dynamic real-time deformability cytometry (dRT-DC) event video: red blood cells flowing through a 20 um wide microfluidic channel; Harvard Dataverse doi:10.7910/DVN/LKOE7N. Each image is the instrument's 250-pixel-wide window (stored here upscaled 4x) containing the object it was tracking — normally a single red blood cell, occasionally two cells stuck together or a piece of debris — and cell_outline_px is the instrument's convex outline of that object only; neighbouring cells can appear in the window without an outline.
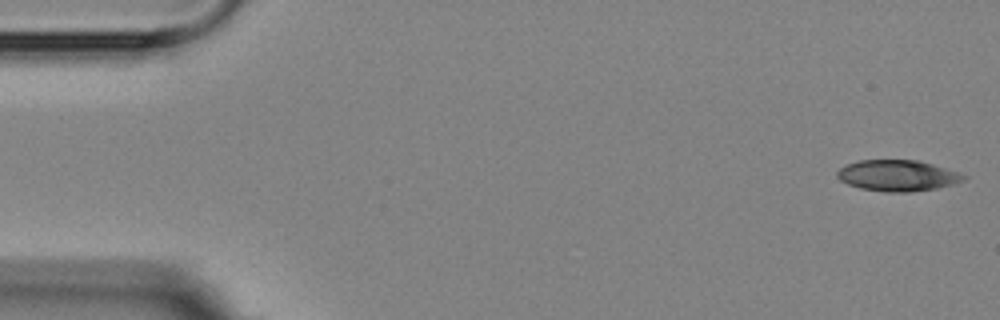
{"species": "Egyptian fruit bat (a non-hibernating species)", "species_latin": "Rousettus aegyptiacus", "temperature_condition": "room temperature", "stored_images_in_passage": 6, "camera_frame_rate_fps": 3000, "um_per_image_px": 0.085, "animal": {"sex": "female"}, "frame": {"image": 1, "passage_image": 1, "time_ms": 0.0, "image_size_px": [1000, 320], "cell_outline_px": [[968, 176], [964, 180], [952, 184], [936, 188], [908, 192], [884, 192], [860, 188], [848, 184], [840, 180], [836, 176], [836, 172], [840, 168], [848, 164], [860, 160], [916, 160], [932, 164], [960, 172]], "centroid_in_image_um": [76.29, 14.92], "position_along_channel_um": 8.7, "area_um2": 22.83}}
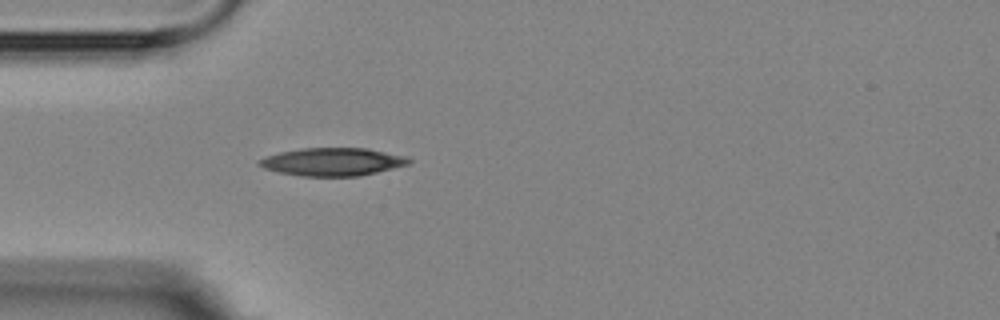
{"frame": {"image": 2, "passage_image": 5, "time_ms": 4.667, "image_size_px": [1000, 320], "cell_outline_px": [[412, 160], [408, 164], [360, 176], [304, 176], [276, 172], [264, 168], [256, 164], [256, 160], [280, 152], [300, 148], [368, 148], [408, 156]], "centroid_in_image_um": [28.25, 13.75], "position_along_channel_um": 56.7, "area_um2": 24.45}}